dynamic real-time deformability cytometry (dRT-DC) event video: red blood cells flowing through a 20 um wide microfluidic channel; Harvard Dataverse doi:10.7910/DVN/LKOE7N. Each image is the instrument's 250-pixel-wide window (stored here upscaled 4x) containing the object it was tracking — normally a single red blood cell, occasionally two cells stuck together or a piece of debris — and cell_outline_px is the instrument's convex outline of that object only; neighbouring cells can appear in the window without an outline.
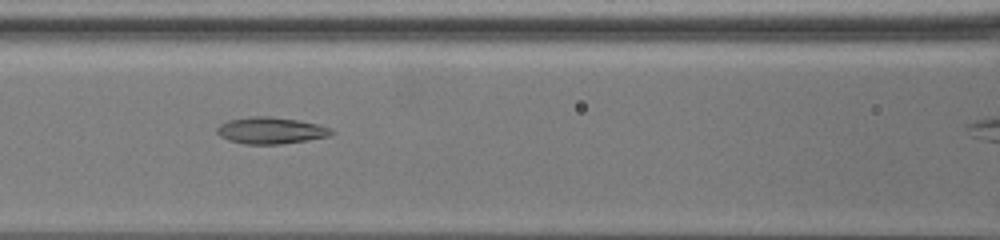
{"species": "common noctule bat (a hibernating species)", "species_latin": "Nyctalus noctula", "temperature_condition": "warm", "stored_images_in_passage": 39, "camera_frame_rate_fps": 3000, "um_per_image_px": 0.085, "animal": {"sex": "female", "body_mass_g": 19.5, "forearm_length_mm": 54.1}, "frame": {"image": 1, "passage_image": 5, "time_ms": 2.667, "image_size_px": [1000, 240], "cell_outline_px": [[336, 132], [328, 136], [308, 140], [280, 144], [244, 144], [228, 140], [220, 136], [216, 132], [216, 128], [220, 124], [228, 120], [248, 116], [268, 116], [296, 120], [316, 124], [328, 128]], "centroid_in_image_um": [22.96, 11.09], "position_along_channel_um": 143.6, "area_um2": 17.69}}
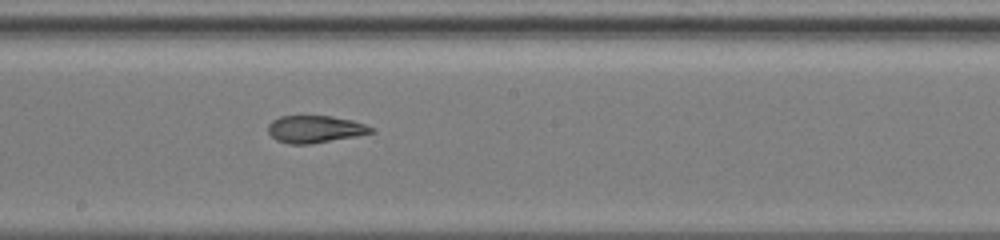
{"frame": {"image": 2, "passage_image": 14, "time_ms": 5.333, "image_size_px": [1000, 240], "cell_outline_px": [[376, 132], [356, 136], [312, 144], [288, 144], [276, 140], [268, 132], [268, 124], [272, 120], [280, 116], [332, 116], [352, 120], [376, 128]], "centroid_in_image_um": [26.8, 10.98], "position_along_channel_um": 221.4, "area_um2": 16.53}}
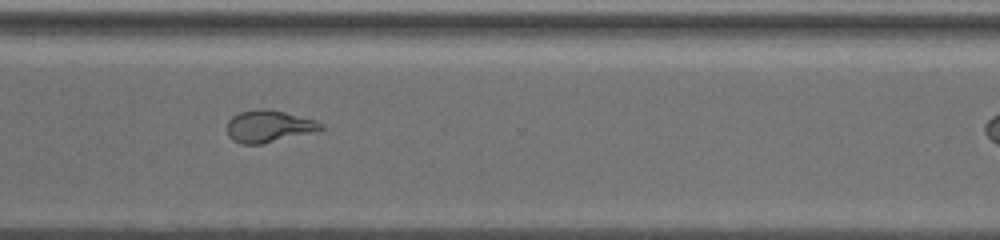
{"frame": {"image": 3, "passage_image": 31, "time_ms": 9.667, "image_size_px": [1000, 240], "cell_outline_px": [[324, 128], [260, 144], [240, 144], [232, 140], [228, 136], [228, 120], [232, 116], [240, 112], [260, 108], [268, 108], [316, 120], [324, 124]], "centroid_in_image_um": [22.79, 10.71], "position_along_channel_um": 347.8, "area_um2": 17.17}}